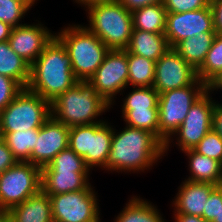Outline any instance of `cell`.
Instances as JSON below:
<instances>
[{
  "label": "cell",
  "mask_w": 222,
  "mask_h": 222,
  "mask_svg": "<svg viewBox=\"0 0 222 222\" xmlns=\"http://www.w3.org/2000/svg\"><path fill=\"white\" fill-rule=\"evenodd\" d=\"M194 150L222 163V137L213 128L201 139Z\"/></svg>",
  "instance_id": "cell-33"
},
{
  "label": "cell",
  "mask_w": 222,
  "mask_h": 222,
  "mask_svg": "<svg viewBox=\"0 0 222 222\" xmlns=\"http://www.w3.org/2000/svg\"><path fill=\"white\" fill-rule=\"evenodd\" d=\"M113 126L107 120L91 125L70 127L68 147L82 157L86 165L106 171V161L111 149Z\"/></svg>",
  "instance_id": "cell-7"
},
{
  "label": "cell",
  "mask_w": 222,
  "mask_h": 222,
  "mask_svg": "<svg viewBox=\"0 0 222 222\" xmlns=\"http://www.w3.org/2000/svg\"><path fill=\"white\" fill-rule=\"evenodd\" d=\"M128 87H153L155 61L127 51Z\"/></svg>",
  "instance_id": "cell-26"
},
{
  "label": "cell",
  "mask_w": 222,
  "mask_h": 222,
  "mask_svg": "<svg viewBox=\"0 0 222 222\" xmlns=\"http://www.w3.org/2000/svg\"><path fill=\"white\" fill-rule=\"evenodd\" d=\"M212 128L222 137V103L216 101L213 111Z\"/></svg>",
  "instance_id": "cell-40"
},
{
  "label": "cell",
  "mask_w": 222,
  "mask_h": 222,
  "mask_svg": "<svg viewBox=\"0 0 222 222\" xmlns=\"http://www.w3.org/2000/svg\"><path fill=\"white\" fill-rule=\"evenodd\" d=\"M117 1L130 12H133L137 9H140L148 5L163 2V0H117Z\"/></svg>",
  "instance_id": "cell-39"
},
{
  "label": "cell",
  "mask_w": 222,
  "mask_h": 222,
  "mask_svg": "<svg viewBox=\"0 0 222 222\" xmlns=\"http://www.w3.org/2000/svg\"><path fill=\"white\" fill-rule=\"evenodd\" d=\"M17 162V159L7 147L5 141L3 139L0 140V174L15 165Z\"/></svg>",
  "instance_id": "cell-37"
},
{
  "label": "cell",
  "mask_w": 222,
  "mask_h": 222,
  "mask_svg": "<svg viewBox=\"0 0 222 222\" xmlns=\"http://www.w3.org/2000/svg\"><path fill=\"white\" fill-rule=\"evenodd\" d=\"M34 4L38 1V0H31Z\"/></svg>",
  "instance_id": "cell-48"
},
{
  "label": "cell",
  "mask_w": 222,
  "mask_h": 222,
  "mask_svg": "<svg viewBox=\"0 0 222 222\" xmlns=\"http://www.w3.org/2000/svg\"><path fill=\"white\" fill-rule=\"evenodd\" d=\"M39 128L26 131L2 132L3 140L19 162H27L35 148Z\"/></svg>",
  "instance_id": "cell-27"
},
{
  "label": "cell",
  "mask_w": 222,
  "mask_h": 222,
  "mask_svg": "<svg viewBox=\"0 0 222 222\" xmlns=\"http://www.w3.org/2000/svg\"><path fill=\"white\" fill-rule=\"evenodd\" d=\"M3 139V134H2V131H1V115H0V140Z\"/></svg>",
  "instance_id": "cell-47"
},
{
  "label": "cell",
  "mask_w": 222,
  "mask_h": 222,
  "mask_svg": "<svg viewBox=\"0 0 222 222\" xmlns=\"http://www.w3.org/2000/svg\"><path fill=\"white\" fill-rule=\"evenodd\" d=\"M13 222H53L50 197L40 190L9 210Z\"/></svg>",
  "instance_id": "cell-19"
},
{
  "label": "cell",
  "mask_w": 222,
  "mask_h": 222,
  "mask_svg": "<svg viewBox=\"0 0 222 222\" xmlns=\"http://www.w3.org/2000/svg\"><path fill=\"white\" fill-rule=\"evenodd\" d=\"M40 190L41 168L18 161L0 174V210L9 211Z\"/></svg>",
  "instance_id": "cell-9"
},
{
  "label": "cell",
  "mask_w": 222,
  "mask_h": 222,
  "mask_svg": "<svg viewBox=\"0 0 222 222\" xmlns=\"http://www.w3.org/2000/svg\"><path fill=\"white\" fill-rule=\"evenodd\" d=\"M90 172L41 171V190L48 196L85 190Z\"/></svg>",
  "instance_id": "cell-18"
},
{
  "label": "cell",
  "mask_w": 222,
  "mask_h": 222,
  "mask_svg": "<svg viewBox=\"0 0 222 222\" xmlns=\"http://www.w3.org/2000/svg\"><path fill=\"white\" fill-rule=\"evenodd\" d=\"M219 201H222V185L216 186L207 199L202 215L205 221H218Z\"/></svg>",
  "instance_id": "cell-36"
},
{
  "label": "cell",
  "mask_w": 222,
  "mask_h": 222,
  "mask_svg": "<svg viewBox=\"0 0 222 222\" xmlns=\"http://www.w3.org/2000/svg\"><path fill=\"white\" fill-rule=\"evenodd\" d=\"M174 222H207L202 217L186 215V214H173Z\"/></svg>",
  "instance_id": "cell-41"
},
{
  "label": "cell",
  "mask_w": 222,
  "mask_h": 222,
  "mask_svg": "<svg viewBox=\"0 0 222 222\" xmlns=\"http://www.w3.org/2000/svg\"><path fill=\"white\" fill-rule=\"evenodd\" d=\"M169 48L170 46L164 33L133 29L129 44L125 50L156 62Z\"/></svg>",
  "instance_id": "cell-20"
},
{
  "label": "cell",
  "mask_w": 222,
  "mask_h": 222,
  "mask_svg": "<svg viewBox=\"0 0 222 222\" xmlns=\"http://www.w3.org/2000/svg\"><path fill=\"white\" fill-rule=\"evenodd\" d=\"M96 92L111 106L117 94L128 89V61L126 50H109L103 63L88 80Z\"/></svg>",
  "instance_id": "cell-12"
},
{
  "label": "cell",
  "mask_w": 222,
  "mask_h": 222,
  "mask_svg": "<svg viewBox=\"0 0 222 222\" xmlns=\"http://www.w3.org/2000/svg\"><path fill=\"white\" fill-rule=\"evenodd\" d=\"M207 91L197 79L193 84L159 94V140L165 144L178 130L193 103Z\"/></svg>",
  "instance_id": "cell-6"
},
{
  "label": "cell",
  "mask_w": 222,
  "mask_h": 222,
  "mask_svg": "<svg viewBox=\"0 0 222 222\" xmlns=\"http://www.w3.org/2000/svg\"><path fill=\"white\" fill-rule=\"evenodd\" d=\"M34 5L31 0H0V21L13 28L22 25L21 19Z\"/></svg>",
  "instance_id": "cell-32"
},
{
  "label": "cell",
  "mask_w": 222,
  "mask_h": 222,
  "mask_svg": "<svg viewBox=\"0 0 222 222\" xmlns=\"http://www.w3.org/2000/svg\"><path fill=\"white\" fill-rule=\"evenodd\" d=\"M74 3L76 2L77 4L81 5L82 7L84 6V9H87L88 7L98 4V3H108V2H113L116 0H73Z\"/></svg>",
  "instance_id": "cell-44"
},
{
  "label": "cell",
  "mask_w": 222,
  "mask_h": 222,
  "mask_svg": "<svg viewBox=\"0 0 222 222\" xmlns=\"http://www.w3.org/2000/svg\"><path fill=\"white\" fill-rule=\"evenodd\" d=\"M199 32H215L210 5L195 11L167 13L164 34L170 48Z\"/></svg>",
  "instance_id": "cell-14"
},
{
  "label": "cell",
  "mask_w": 222,
  "mask_h": 222,
  "mask_svg": "<svg viewBox=\"0 0 222 222\" xmlns=\"http://www.w3.org/2000/svg\"><path fill=\"white\" fill-rule=\"evenodd\" d=\"M111 107L89 81H78L51 102V116L68 127L91 125L104 122L98 118Z\"/></svg>",
  "instance_id": "cell-3"
},
{
  "label": "cell",
  "mask_w": 222,
  "mask_h": 222,
  "mask_svg": "<svg viewBox=\"0 0 222 222\" xmlns=\"http://www.w3.org/2000/svg\"><path fill=\"white\" fill-rule=\"evenodd\" d=\"M140 196L129 198L123 210L115 216L114 222H166L157 206Z\"/></svg>",
  "instance_id": "cell-23"
},
{
  "label": "cell",
  "mask_w": 222,
  "mask_h": 222,
  "mask_svg": "<svg viewBox=\"0 0 222 222\" xmlns=\"http://www.w3.org/2000/svg\"><path fill=\"white\" fill-rule=\"evenodd\" d=\"M212 222H222V201H219L218 221Z\"/></svg>",
  "instance_id": "cell-46"
},
{
  "label": "cell",
  "mask_w": 222,
  "mask_h": 222,
  "mask_svg": "<svg viewBox=\"0 0 222 222\" xmlns=\"http://www.w3.org/2000/svg\"><path fill=\"white\" fill-rule=\"evenodd\" d=\"M167 11L163 3H156L132 12L133 29L165 33Z\"/></svg>",
  "instance_id": "cell-25"
},
{
  "label": "cell",
  "mask_w": 222,
  "mask_h": 222,
  "mask_svg": "<svg viewBox=\"0 0 222 222\" xmlns=\"http://www.w3.org/2000/svg\"><path fill=\"white\" fill-rule=\"evenodd\" d=\"M70 127L52 116L39 128L35 148L27 162L43 168L62 150L68 148Z\"/></svg>",
  "instance_id": "cell-15"
},
{
  "label": "cell",
  "mask_w": 222,
  "mask_h": 222,
  "mask_svg": "<svg viewBox=\"0 0 222 222\" xmlns=\"http://www.w3.org/2000/svg\"><path fill=\"white\" fill-rule=\"evenodd\" d=\"M167 13H183L208 7L210 0H163Z\"/></svg>",
  "instance_id": "cell-35"
},
{
  "label": "cell",
  "mask_w": 222,
  "mask_h": 222,
  "mask_svg": "<svg viewBox=\"0 0 222 222\" xmlns=\"http://www.w3.org/2000/svg\"><path fill=\"white\" fill-rule=\"evenodd\" d=\"M96 195L90 184L85 190L49 196L53 222H101Z\"/></svg>",
  "instance_id": "cell-11"
},
{
  "label": "cell",
  "mask_w": 222,
  "mask_h": 222,
  "mask_svg": "<svg viewBox=\"0 0 222 222\" xmlns=\"http://www.w3.org/2000/svg\"><path fill=\"white\" fill-rule=\"evenodd\" d=\"M91 32L98 36L110 50H125L133 31L132 12L117 0L98 3L85 10Z\"/></svg>",
  "instance_id": "cell-5"
},
{
  "label": "cell",
  "mask_w": 222,
  "mask_h": 222,
  "mask_svg": "<svg viewBox=\"0 0 222 222\" xmlns=\"http://www.w3.org/2000/svg\"><path fill=\"white\" fill-rule=\"evenodd\" d=\"M77 82L67 50L54 36L30 65V80L26 88L52 102Z\"/></svg>",
  "instance_id": "cell-2"
},
{
  "label": "cell",
  "mask_w": 222,
  "mask_h": 222,
  "mask_svg": "<svg viewBox=\"0 0 222 222\" xmlns=\"http://www.w3.org/2000/svg\"><path fill=\"white\" fill-rule=\"evenodd\" d=\"M0 222H13L9 211L0 210Z\"/></svg>",
  "instance_id": "cell-45"
},
{
  "label": "cell",
  "mask_w": 222,
  "mask_h": 222,
  "mask_svg": "<svg viewBox=\"0 0 222 222\" xmlns=\"http://www.w3.org/2000/svg\"><path fill=\"white\" fill-rule=\"evenodd\" d=\"M41 171L90 172L84 159L69 147L58 153Z\"/></svg>",
  "instance_id": "cell-31"
},
{
  "label": "cell",
  "mask_w": 222,
  "mask_h": 222,
  "mask_svg": "<svg viewBox=\"0 0 222 222\" xmlns=\"http://www.w3.org/2000/svg\"><path fill=\"white\" fill-rule=\"evenodd\" d=\"M121 111L127 126L147 130L159 139L158 109Z\"/></svg>",
  "instance_id": "cell-30"
},
{
  "label": "cell",
  "mask_w": 222,
  "mask_h": 222,
  "mask_svg": "<svg viewBox=\"0 0 222 222\" xmlns=\"http://www.w3.org/2000/svg\"><path fill=\"white\" fill-rule=\"evenodd\" d=\"M23 90V87L11 77L0 74V112Z\"/></svg>",
  "instance_id": "cell-34"
},
{
  "label": "cell",
  "mask_w": 222,
  "mask_h": 222,
  "mask_svg": "<svg viewBox=\"0 0 222 222\" xmlns=\"http://www.w3.org/2000/svg\"><path fill=\"white\" fill-rule=\"evenodd\" d=\"M197 79V70L189 65L174 48H169L155 62L153 88L158 94L191 85Z\"/></svg>",
  "instance_id": "cell-13"
},
{
  "label": "cell",
  "mask_w": 222,
  "mask_h": 222,
  "mask_svg": "<svg viewBox=\"0 0 222 222\" xmlns=\"http://www.w3.org/2000/svg\"><path fill=\"white\" fill-rule=\"evenodd\" d=\"M159 94L153 87H133L122 100L121 110L158 109Z\"/></svg>",
  "instance_id": "cell-29"
},
{
  "label": "cell",
  "mask_w": 222,
  "mask_h": 222,
  "mask_svg": "<svg viewBox=\"0 0 222 222\" xmlns=\"http://www.w3.org/2000/svg\"><path fill=\"white\" fill-rule=\"evenodd\" d=\"M55 36L70 56L72 71L78 81H88L103 63L109 48L82 24L62 28Z\"/></svg>",
  "instance_id": "cell-4"
},
{
  "label": "cell",
  "mask_w": 222,
  "mask_h": 222,
  "mask_svg": "<svg viewBox=\"0 0 222 222\" xmlns=\"http://www.w3.org/2000/svg\"><path fill=\"white\" fill-rule=\"evenodd\" d=\"M222 71V34H217L201 67L197 70L198 79L206 85Z\"/></svg>",
  "instance_id": "cell-28"
},
{
  "label": "cell",
  "mask_w": 222,
  "mask_h": 222,
  "mask_svg": "<svg viewBox=\"0 0 222 222\" xmlns=\"http://www.w3.org/2000/svg\"><path fill=\"white\" fill-rule=\"evenodd\" d=\"M188 158L187 181L206 182L214 185H222V163L215 159L199 154L194 149L182 151Z\"/></svg>",
  "instance_id": "cell-21"
},
{
  "label": "cell",
  "mask_w": 222,
  "mask_h": 222,
  "mask_svg": "<svg viewBox=\"0 0 222 222\" xmlns=\"http://www.w3.org/2000/svg\"><path fill=\"white\" fill-rule=\"evenodd\" d=\"M217 185L206 182L184 180L172 200L174 214H186L202 217L207 199Z\"/></svg>",
  "instance_id": "cell-17"
},
{
  "label": "cell",
  "mask_w": 222,
  "mask_h": 222,
  "mask_svg": "<svg viewBox=\"0 0 222 222\" xmlns=\"http://www.w3.org/2000/svg\"><path fill=\"white\" fill-rule=\"evenodd\" d=\"M218 89L222 90V71L216 75L208 84H207V90L210 92V94L213 93L215 90L216 92Z\"/></svg>",
  "instance_id": "cell-42"
},
{
  "label": "cell",
  "mask_w": 222,
  "mask_h": 222,
  "mask_svg": "<svg viewBox=\"0 0 222 222\" xmlns=\"http://www.w3.org/2000/svg\"><path fill=\"white\" fill-rule=\"evenodd\" d=\"M216 35V32H199L196 36L181 40L173 48L189 65L198 70Z\"/></svg>",
  "instance_id": "cell-22"
},
{
  "label": "cell",
  "mask_w": 222,
  "mask_h": 222,
  "mask_svg": "<svg viewBox=\"0 0 222 222\" xmlns=\"http://www.w3.org/2000/svg\"><path fill=\"white\" fill-rule=\"evenodd\" d=\"M113 128L111 149L106 161V171L139 173L152 170L164 156V144L151 132L125 126L116 132Z\"/></svg>",
  "instance_id": "cell-1"
},
{
  "label": "cell",
  "mask_w": 222,
  "mask_h": 222,
  "mask_svg": "<svg viewBox=\"0 0 222 222\" xmlns=\"http://www.w3.org/2000/svg\"><path fill=\"white\" fill-rule=\"evenodd\" d=\"M13 27L0 21V42L7 41L11 35Z\"/></svg>",
  "instance_id": "cell-43"
},
{
  "label": "cell",
  "mask_w": 222,
  "mask_h": 222,
  "mask_svg": "<svg viewBox=\"0 0 222 222\" xmlns=\"http://www.w3.org/2000/svg\"><path fill=\"white\" fill-rule=\"evenodd\" d=\"M213 14L214 29L217 34H222V0H210Z\"/></svg>",
  "instance_id": "cell-38"
},
{
  "label": "cell",
  "mask_w": 222,
  "mask_h": 222,
  "mask_svg": "<svg viewBox=\"0 0 222 222\" xmlns=\"http://www.w3.org/2000/svg\"><path fill=\"white\" fill-rule=\"evenodd\" d=\"M40 21L34 24L24 23L14 27L8 39L11 49L30 65L43 52L45 46L52 40L55 33L45 27Z\"/></svg>",
  "instance_id": "cell-16"
},
{
  "label": "cell",
  "mask_w": 222,
  "mask_h": 222,
  "mask_svg": "<svg viewBox=\"0 0 222 222\" xmlns=\"http://www.w3.org/2000/svg\"><path fill=\"white\" fill-rule=\"evenodd\" d=\"M0 74L16 80L23 88L30 80V64L11 49L8 40L0 42Z\"/></svg>",
  "instance_id": "cell-24"
},
{
  "label": "cell",
  "mask_w": 222,
  "mask_h": 222,
  "mask_svg": "<svg viewBox=\"0 0 222 222\" xmlns=\"http://www.w3.org/2000/svg\"><path fill=\"white\" fill-rule=\"evenodd\" d=\"M0 115L2 132L40 128L51 117V102L23 88Z\"/></svg>",
  "instance_id": "cell-8"
},
{
  "label": "cell",
  "mask_w": 222,
  "mask_h": 222,
  "mask_svg": "<svg viewBox=\"0 0 222 222\" xmlns=\"http://www.w3.org/2000/svg\"><path fill=\"white\" fill-rule=\"evenodd\" d=\"M216 101L207 90L189 109L178 130L164 144V154L167 155L174 140L178 149L185 151L194 149L201 139L212 129L213 111Z\"/></svg>",
  "instance_id": "cell-10"
}]
</instances>
